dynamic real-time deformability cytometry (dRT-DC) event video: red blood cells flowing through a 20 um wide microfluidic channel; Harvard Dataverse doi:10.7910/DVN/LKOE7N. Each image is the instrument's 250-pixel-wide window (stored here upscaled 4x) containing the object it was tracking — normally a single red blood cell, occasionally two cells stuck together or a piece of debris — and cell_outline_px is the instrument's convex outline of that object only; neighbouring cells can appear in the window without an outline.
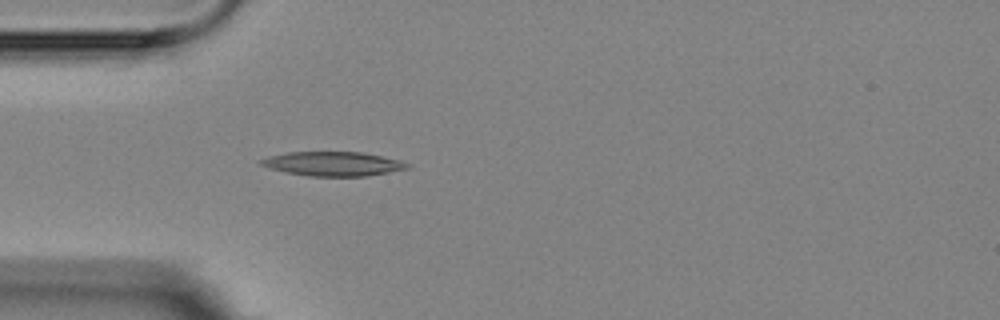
{"species": "Egyptian fruit bat (a non-hibernating species)", "species_latin": "Rousettus aegyptiacus", "temperature_condition": "room temperature", "stored_images_in_passage": 2, "camera_frame_rate_fps": 3000, "um_per_image_px": 0.085, "animal": {"sex": "female"}, "frame": {"image": 1, "passage_image": 2, "time_ms": 1.333, "image_size_px": [1000, 320], "cell_outline_px": [[412, 164], [408, 168], [368, 176], [308, 176], [268, 168], [260, 164], [256, 160], [268, 156], [288, 152], [360, 152], [400, 160]], "centroid_in_image_um": [28.27, 13.92], "position_along_channel_um": 56.7, "area_um2": 20.63}}